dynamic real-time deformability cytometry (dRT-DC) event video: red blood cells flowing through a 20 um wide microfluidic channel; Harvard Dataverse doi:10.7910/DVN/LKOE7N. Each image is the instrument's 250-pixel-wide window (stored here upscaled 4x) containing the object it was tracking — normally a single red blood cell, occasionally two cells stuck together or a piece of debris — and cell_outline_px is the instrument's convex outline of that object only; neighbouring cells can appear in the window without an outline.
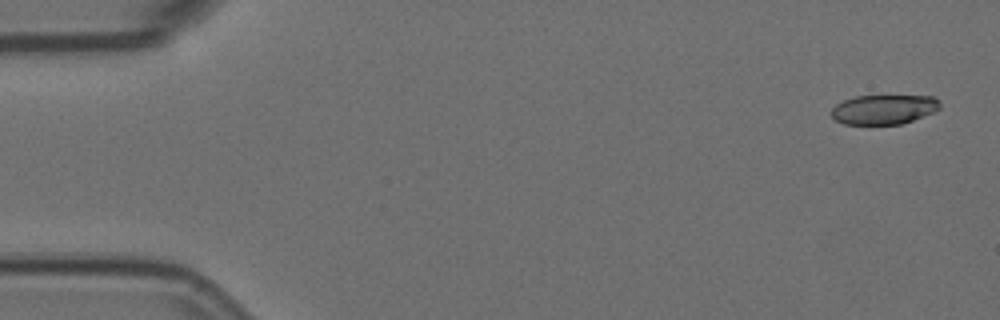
{"species": "Egyptian fruit bat (a non-hibernating species)", "species_latin": "Rousettus aegyptiacus", "temperature_condition": "room temperature", "stored_images_in_passage": 58, "camera_frame_rate_fps": 3000, "um_per_image_px": 0.085, "animal": {"sex": "female"}, "frame": {"image": 1, "passage_image": 3, "time_ms": 0.667, "image_size_px": [1000, 320], "cell_outline_px": [[940, 108], [936, 112], [900, 124], [844, 124], [836, 120], [832, 116], [832, 108], [836, 104], [844, 100], [856, 96], [932, 96], [940, 104]], "centroid_in_image_um": [75.13, 9.3], "position_along_channel_um": 9.9, "area_um2": 18.55}}
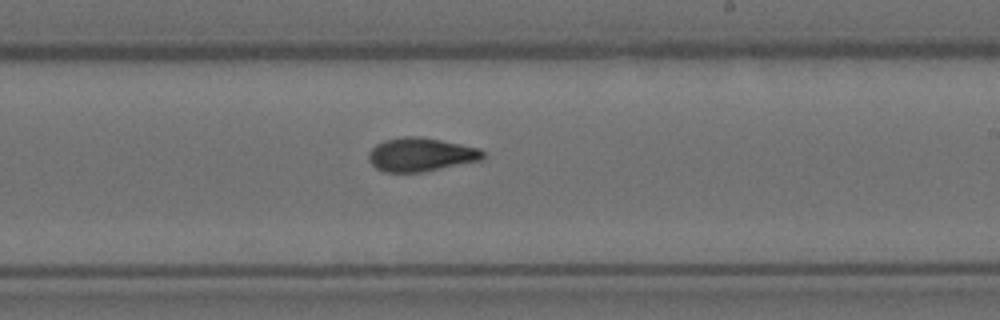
{"frame": {"image": 2, "passage_image": 34, "time_ms": 11.0, "image_size_px": [1000, 320], "cell_outline_px": [[484, 156], [480, 160], [424, 172], [384, 172], [376, 168], [368, 160], [368, 156], [372, 148], [376, 144], [384, 140], [404, 136], [420, 136], [480, 148], [484, 152]], "centroid_in_image_um": [35.75, 13.14], "position_along_channel_um": 253.3, "area_um2": 22.37}}
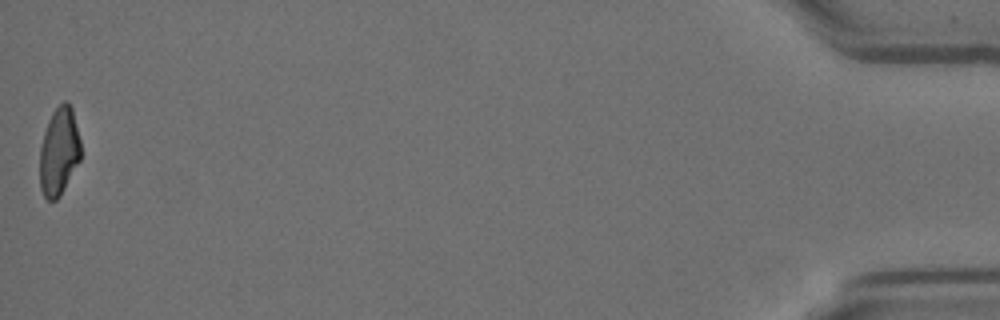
{"frame": {"image": 3, "passage_image": 57, "time_ms": 18.667, "image_size_px": [1000, 320], "cell_outline_px": [[80, 160], [60, 196], [56, 200], [48, 200], [44, 196], [40, 188], [40, 148], [44, 132], [48, 120], [52, 112], [64, 100], [68, 100], [72, 108], [80, 140]], "centroid_in_image_um": [5.01, 12.87], "position_along_channel_um": 430.2, "area_um2": 20.98}}